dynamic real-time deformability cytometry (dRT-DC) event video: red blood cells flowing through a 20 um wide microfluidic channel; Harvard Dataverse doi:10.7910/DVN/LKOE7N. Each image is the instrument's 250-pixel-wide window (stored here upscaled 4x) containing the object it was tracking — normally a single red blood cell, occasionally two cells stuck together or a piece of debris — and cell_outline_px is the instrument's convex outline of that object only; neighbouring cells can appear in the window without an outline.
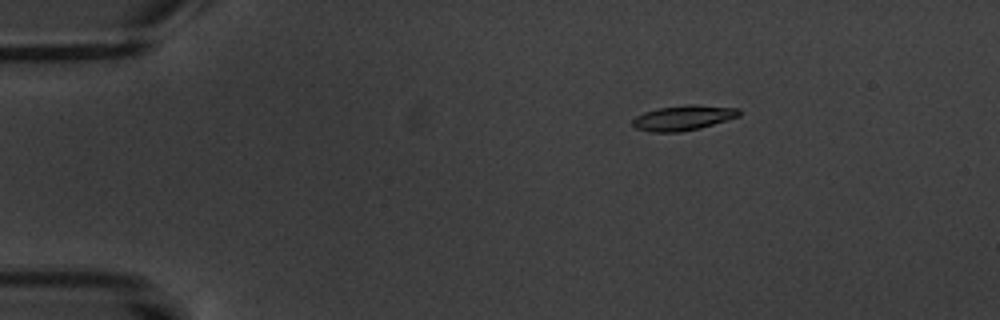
{"species": "common noctule bat (a hibernating species)", "species_latin": "Nyctalus noctula", "temperature_condition": "warm", "stored_images_in_passage": 5, "camera_frame_rate_fps": 3000, "um_per_image_px": 0.085, "animal": {"sex": "male", "body_mass_g": 20.1, "forearm_length_mm": 53.5}, "frame": {"image": 1, "passage_image": 2, "time_ms": 1.333, "image_size_px": [1000, 320], "cell_outline_px": [[740, 116], [700, 128], [680, 132], [652, 132], [636, 128], [632, 124], [632, 120], [636, 116], [644, 112], [660, 108], [684, 104], [692, 104], [740, 108]], "centroid_in_image_um": [58.09, 10.01], "position_along_channel_um": 26.9, "area_um2": 15.55}}
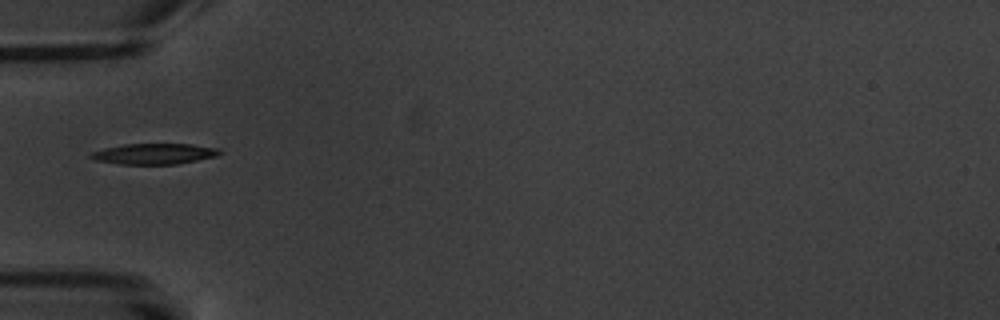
{"frame": {"image": 2, "passage_image": 5, "time_ms": 4.667, "image_size_px": [1000, 320], "cell_outline_px": [[224, 152], [216, 156], [176, 164], [120, 164], [96, 160], [88, 156], [92, 152], [104, 148], [124, 144], [192, 144], [220, 148]], "centroid_in_image_um": [13.14, 13.07], "position_along_channel_um": 71.9, "area_um2": 15.55}}